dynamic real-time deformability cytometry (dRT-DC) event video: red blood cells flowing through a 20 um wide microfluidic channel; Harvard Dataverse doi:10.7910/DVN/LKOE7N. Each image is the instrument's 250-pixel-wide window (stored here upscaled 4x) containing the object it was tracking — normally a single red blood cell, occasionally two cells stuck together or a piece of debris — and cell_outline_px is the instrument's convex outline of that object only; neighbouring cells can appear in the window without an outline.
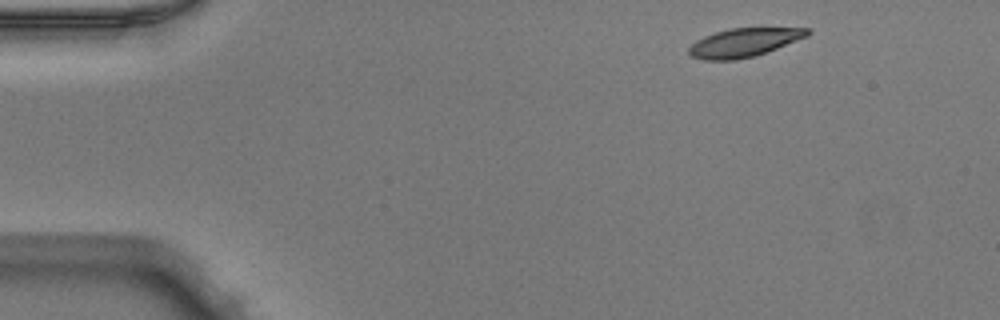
{"species": "Egyptian fruit bat (a non-hibernating species)", "species_latin": "Rousettus aegyptiacus", "temperature_condition": "warm", "stored_images_in_passage": 37, "camera_frame_rate_fps": 3000, "um_per_image_px": 0.085, "animal": {"sex": "male"}, "frame": {"image": 1, "passage_image": 1, "time_ms": 0.0, "image_size_px": [1000, 320], "cell_outline_px": [[812, 32], [808, 36], [768, 52], [756, 56], [736, 60], [704, 60], [692, 56], [688, 52], [688, 48], [696, 40], [704, 36], [716, 32], [732, 28], [812, 28]], "centroid_in_image_um": [63.27, 3.62], "position_along_channel_um": 21.7, "area_um2": 19.88}}
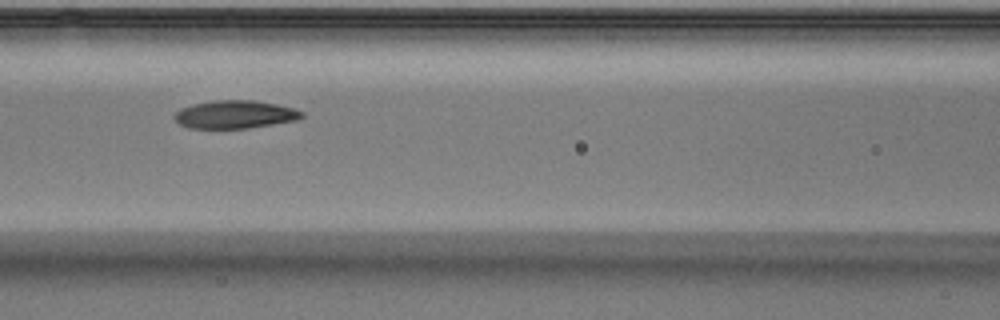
{"frame": {"image": 2, "passage_image": 17, "time_ms": 5.333, "image_size_px": [1000, 320], "cell_outline_px": [[304, 116], [296, 120], [248, 128], [188, 128], [180, 124], [172, 116], [180, 108], [192, 104], [212, 100], [252, 100], [276, 104], [292, 108], [304, 112]], "centroid_in_image_um": [19.93, 9.72], "position_along_channel_um": 146.7, "area_um2": 20.75}}
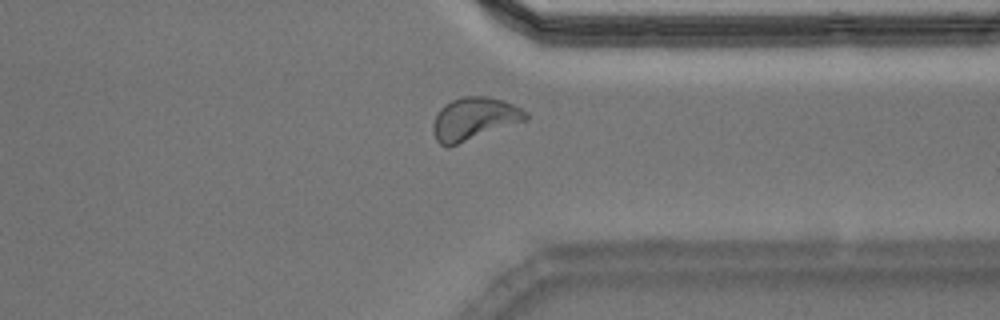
{"frame": {"image": 3, "passage_image": 34, "time_ms": 11.0, "image_size_px": [1000, 320], "cell_outline_px": [[528, 120], [448, 148], [440, 144], [436, 140], [432, 132], [432, 124], [440, 108], [444, 104], [460, 96], [488, 96], [504, 100], [528, 112]], "centroid_in_image_um": [40.3, 10.11], "position_along_channel_um": 371.1, "area_um2": 23.47}, "authors_computed_cell_mechanics": {"area_um2": 21.2704, "velocity_mm_per_s": 3.9824, "shape_relaxation_time_tau1_ms": 2.4854, "shape_relaxation_time_tau2_ms": 2.4111, "deformation_change_tau1": 0.1497, "deformation_change_tau2": 0.0871}}